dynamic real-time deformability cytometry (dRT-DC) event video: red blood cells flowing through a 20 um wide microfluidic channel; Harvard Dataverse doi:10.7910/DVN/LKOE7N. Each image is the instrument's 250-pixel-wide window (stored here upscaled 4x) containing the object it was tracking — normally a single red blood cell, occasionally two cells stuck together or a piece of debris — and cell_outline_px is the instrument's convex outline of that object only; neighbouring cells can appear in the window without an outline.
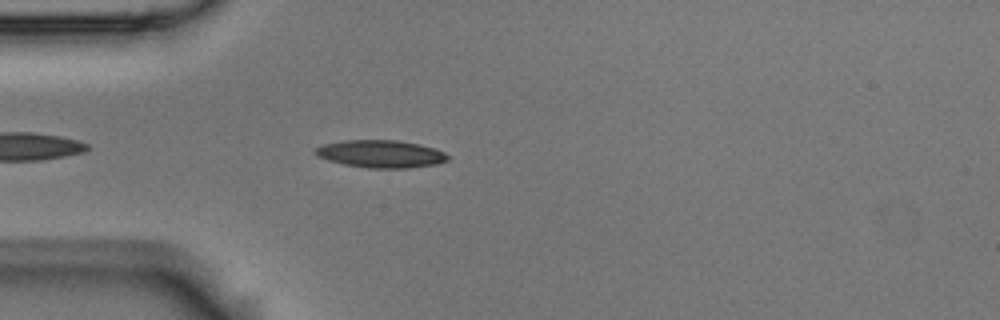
{"species": "Egyptian fruit bat (a non-hibernating species)", "species_latin": "Rousettus aegyptiacus", "temperature_condition": "room temperature", "stored_images_in_passage": 3, "camera_frame_rate_fps": 3000, "um_per_image_px": 0.085, "animal": {"sex": "male"}, "frame": {"image": 1, "passage_image": 3, "time_ms": 0.667, "image_size_px": [1000, 320], "cell_outline_px": [[448, 160], [436, 164], [408, 168], [368, 168], [344, 164], [328, 160], [316, 156], [312, 152], [316, 148], [324, 144], [344, 140], [396, 140], [420, 144], [436, 148], [444, 152], [448, 156]], "centroid_in_image_um": [32.36, 13.08], "position_along_channel_um": 52.6, "area_um2": 21.33}}